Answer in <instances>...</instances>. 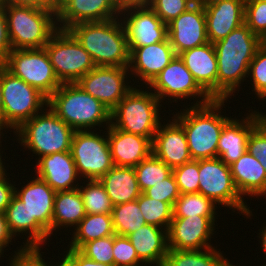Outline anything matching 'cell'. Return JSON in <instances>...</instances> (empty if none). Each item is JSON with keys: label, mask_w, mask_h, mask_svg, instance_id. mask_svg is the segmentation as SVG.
<instances>
[{"label": "cell", "mask_w": 266, "mask_h": 266, "mask_svg": "<svg viewBox=\"0 0 266 266\" xmlns=\"http://www.w3.org/2000/svg\"><path fill=\"white\" fill-rule=\"evenodd\" d=\"M213 45L218 64L217 99L228 100L247 80L249 65L261 47L260 37L243 23Z\"/></svg>", "instance_id": "1"}, {"label": "cell", "mask_w": 266, "mask_h": 266, "mask_svg": "<svg viewBox=\"0 0 266 266\" xmlns=\"http://www.w3.org/2000/svg\"><path fill=\"white\" fill-rule=\"evenodd\" d=\"M227 101L229 100L213 99L207 104L191 105L181 112H175L173 118L185 131L192 160L217 158L220 134L232 118L221 115Z\"/></svg>", "instance_id": "2"}, {"label": "cell", "mask_w": 266, "mask_h": 266, "mask_svg": "<svg viewBox=\"0 0 266 266\" xmlns=\"http://www.w3.org/2000/svg\"><path fill=\"white\" fill-rule=\"evenodd\" d=\"M68 31L91 55L96 66H129L130 51L120 16L106 21L79 23Z\"/></svg>", "instance_id": "3"}, {"label": "cell", "mask_w": 266, "mask_h": 266, "mask_svg": "<svg viewBox=\"0 0 266 266\" xmlns=\"http://www.w3.org/2000/svg\"><path fill=\"white\" fill-rule=\"evenodd\" d=\"M47 107L74 131L94 130L95 126L106 130L111 123V111L77 83L61 84L48 98Z\"/></svg>", "instance_id": "4"}, {"label": "cell", "mask_w": 266, "mask_h": 266, "mask_svg": "<svg viewBox=\"0 0 266 266\" xmlns=\"http://www.w3.org/2000/svg\"><path fill=\"white\" fill-rule=\"evenodd\" d=\"M3 6L12 49L43 48L58 30L57 9Z\"/></svg>", "instance_id": "5"}, {"label": "cell", "mask_w": 266, "mask_h": 266, "mask_svg": "<svg viewBox=\"0 0 266 266\" xmlns=\"http://www.w3.org/2000/svg\"><path fill=\"white\" fill-rule=\"evenodd\" d=\"M74 130L61 120L50 108L25 121L13 133L24 149L27 148L38 159L53 153L71 150Z\"/></svg>", "instance_id": "6"}, {"label": "cell", "mask_w": 266, "mask_h": 266, "mask_svg": "<svg viewBox=\"0 0 266 266\" xmlns=\"http://www.w3.org/2000/svg\"><path fill=\"white\" fill-rule=\"evenodd\" d=\"M149 90L133 87L111 111L110 124L122 131L147 137L153 142L162 119L159 117L162 105Z\"/></svg>", "instance_id": "7"}, {"label": "cell", "mask_w": 266, "mask_h": 266, "mask_svg": "<svg viewBox=\"0 0 266 266\" xmlns=\"http://www.w3.org/2000/svg\"><path fill=\"white\" fill-rule=\"evenodd\" d=\"M3 130L13 132L25 121L45 110L48 98L9 72L2 63ZM44 106H46L44 108Z\"/></svg>", "instance_id": "8"}, {"label": "cell", "mask_w": 266, "mask_h": 266, "mask_svg": "<svg viewBox=\"0 0 266 266\" xmlns=\"http://www.w3.org/2000/svg\"><path fill=\"white\" fill-rule=\"evenodd\" d=\"M44 48L62 84L76 83L96 66L91 55L68 30L58 29Z\"/></svg>", "instance_id": "9"}, {"label": "cell", "mask_w": 266, "mask_h": 266, "mask_svg": "<svg viewBox=\"0 0 266 266\" xmlns=\"http://www.w3.org/2000/svg\"><path fill=\"white\" fill-rule=\"evenodd\" d=\"M199 193L211 199L216 206L221 204L247 218L253 216L234 185L230 166L220 158L199 159Z\"/></svg>", "instance_id": "10"}, {"label": "cell", "mask_w": 266, "mask_h": 266, "mask_svg": "<svg viewBox=\"0 0 266 266\" xmlns=\"http://www.w3.org/2000/svg\"><path fill=\"white\" fill-rule=\"evenodd\" d=\"M14 76L49 98L62 84L45 48L12 49L4 62Z\"/></svg>", "instance_id": "11"}, {"label": "cell", "mask_w": 266, "mask_h": 266, "mask_svg": "<svg viewBox=\"0 0 266 266\" xmlns=\"http://www.w3.org/2000/svg\"><path fill=\"white\" fill-rule=\"evenodd\" d=\"M96 131H75L73 134L70 151L82 180H99L114 166L107 133L105 136Z\"/></svg>", "instance_id": "12"}, {"label": "cell", "mask_w": 266, "mask_h": 266, "mask_svg": "<svg viewBox=\"0 0 266 266\" xmlns=\"http://www.w3.org/2000/svg\"><path fill=\"white\" fill-rule=\"evenodd\" d=\"M149 89L158 97L160 102L169 99L170 102L190 98H202L193 106L207 104L213 99L198 85L192 73L187 69L181 58L176 55L172 61L153 79L149 84ZM168 97V98H167ZM195 98V99H194ZM173 99V100H172ZM172 100V101H171Z\"/></svg>", "instance_id": "13"}, {"label": "cell", "mask_w": 266, "mask_h": 266, "mask_svg": "<svg viewBox=\"0 0 266 266\" xmlns=\"http://www.w3.org/2000/svg\"><path fill=\"white\" fill-rule=\"evenodd\" d=\"M129 76L128 67L95 66L76 83L112 111L133 88Z\"/></svg>", "instance_id": "14"}, {"label": "cell", "mask_w": 266, "mask_h": 266, "mask_svg": "<svg viewBox=\"0 0 266 266\" xmlns=\"http://www.w3.org/2000/svg\"><path fill=\"white\" fill-rule=\"evenodd\" d=\"M120 16L128 47L147 46L168 38L167 25L148 5L123 6Z\"/></svg>", "instance_id": "15"}, {"label": "cell", "mask_w": 266, "mask_h": 266, "mask_svg": "<svg viewBox=\"0 0 266 266\" xmlns=\"http://www.w3.org/2000/svg\"><path fill=\"white\" fill-rule=\"evenodd\" d=\"M118 0H58L56 10L58 29L68 30L83 22H99L120 16ZM60 24V25H59Z\"/></svg>", "instance_id": "16"}, {"label": "cell", "mask_w": 266, "mask_h": 266, "mask_svg": "<svg viewBox=\"0 0 266 266\" xmlns=\"http://www.w3.org/2000/svg\"><path fill=\"white\" fill-rule=\"evenodd\" d=\"M214 227L215 222L209 216L173 217L167 230L168 248L174 250L212 248L210 242L216 230Z\"/></svg>", "instance_id": "17"}, {"label": "cell", "mask_w": 266, "mask_h": 266, "mask_svg": "<svg viewBox=\"0 0 266 266\" xmlns=\"http://www.w3.org/2000/svg\"><path fill=\"white\" fill-rule=\"evenodd\" d=\"M168 39L176 55L207 44L206 16L203 3L198 0L187 11L167 24Z\"/></svg>", "instance_id": "18"}, {"label": "cell", "mask_w": 266, "mask_h": 266, "mask_svg": "<svg viewBox=\"0 0 266 266\" xmlns=\"http://www.w3.org/2000/svg\"><path fill=\"white\" fill-rule=\"evenodd\" d=\"M206 16V32L212 44L245 23V0H200Z\"/></svg>", "instance_id": "19"}, {"label": "cell", "mask_w": 266, "mask_h": 266, "mask_svg": "<svg viewBox=\"0 0 266 266\" xmlns=\"http://www.w3.org/2000/svg\"><path fill=\"white\" fill-rule=\"evenodd\" d=\"M241 120L231 118L223 127L220 134L217 158L230 166L236 162L246 151L247 142L252 130L265 118L262 111H253Z\"/></svg>", "instance_id": "20"}, {"label": "cell", "mask_w": 266, "mask_h": 266, "mask_svg": "<svg viewBox=\"0 0 266 266\" xmlns=\"http://www.w3.org/2000/svg\"><path fill=\"white\" fill-rule=\"evenodd\" d=\"M159 124L152 142V153L171 169L192 161L183 127L173 118ZM165 123V124H164ZM164 125V126H163Z\"/></svg>", "instance_id": "21"}, {"label": "cell", "mask_w": 266, "mask_h": 266, "mask_svg": "<svg viewBox=\"0 0 266 266\" xmlns=\"http://www.w3.org/2000/svg\"><path fill=\"white\" fill-rule=\"evenodd\" d=\"M130 75L149 85L176 56L169 39L142 47H129ZM141 78V79H140Z\"/></svg>", "instance_id": "22"}, {"label": "cell", "mask_w": 266, "mask_h": 266, "mask_svg": "<svg viewBox=\"0 0 266 266\" xmlns=\"http://www.w3.org/2000/svg\"><path fill=\"white\" fill-rule=\"evenodd\" d=\"M27 180L22 188H14V196L19 199L29 212V221H39L51 236V223L54 211L56 191L37 176ZM19 189V190H18Z\"/></svg>", "instance_id": "23"}, {"label": "cell", "mask_w": 266, "mask_h": 266, "mask_svg": "<svg viewBox=\"0 0 266 266\" xmlns=\"http://www.w3.org/2000/svg\"><path fill=\"white\" fill-rule=\"evenodd\" d=\"M35 172L38 178L45 181L56 192L73 190L80 186L78 181L81 178L71 151L53 153L39 158L36 161Z\"/></svg>", "instance_id": "24"}, {"label": "cell", "mask_w": 266, "mask_h": 266, "mask_svg": "<svg viewBox=\"0 0 266 266\" xmlns=\"http://www.w3.org/2000/svg\"><path fill=\"white\" fill-rule=\"evenodd\" d=\"M114 166L136 167L152 154V141L113 127L106 129Z\"/></svg>", "instance_id": "25"}, {"label": "cell", "mask_w": 266, "mask_h": 266, "mask_svg": "<svg viewBox=\"0 0 266 266\" xmlns=\"http://www.w3.org/2000/svg\"><path fill=\"white\" fill-rule=\"evenodd\" d=\"M198 85L212 98L217 99L218 64L214 45H205L185 50L178 54Z\"/></svg>", "instance_id": "26"}, {"label": "cell", "mask_w": 266, "mask_h": 266, "mask_svg": "<svg viewBox=\"0 0 266 266\" xmlns=\"http://www.w3.org/2000/svg\"><path fill=\"white\" fill-rule=\"evenodd\" d=\"M127 237L144 265L163 266L169 250L166 229L146 224Z\"/></svg>", "instance_id": "27"}, {"label": "cell", "mask_w": 266, "mask_h": 266, "mask_svg": "<svg viewBox=\"0 0 266 266\" xmlns=\"http://www.w3.org/2000/svg\"><path fill=\"white\" fill-rule=\"evenodd\" d=\"M234 185L243 198L248 196L266 197V171L259 161L246 151L230 165Z\"/></svg>", "instance_id": "28"}, {"label": "cell", "mask_w": 266, "mask_h": 266, "mask_svg": "<svg viewBox=\"0 0 266 266\" xmlns=\"http://www.w3.org/2000/svg\"><path fill=\"white\" fill-rule=\"evenodd\" d=\"M5 217L10 232L14 237L27 234L24 248H42L51 237L49 231L39 221H29V212L15 196L5 210ZM21 233V234H20ZM19 234V235H18ZM49 237V238H48Z\"/></svg>", "instance_id": "29"}, {"label": "cell", "mask_w": 266, "mask_h": 266, "mask_svg": "<svg viewBox=\"0 0 266 266\" xmlns=\"http://www.w3.org/2000/svg\"><path fill=\"white\" fill-rule=\"evenodd\" d=\"M99 181L113 206L137 200L142 193L134 167L113 166Z\"/></svg>", "instance_id": "30"}, {"label": "cell", "mask_w": 266, "mask_h": 266, "mask_svg": "<svg viewBox=\"0 0 266 266\" xmlns=\"http://www.w3.org/2000/svg\"><path fill=\"white\" fill-rule=\"evenodd\" d=\"M86 216L85 206L79 189L57 191L54 198V211L51 223V235L61 226L76 228ZM60 228V229H59Z\"/></svg>", "instance_id": "31"}, {"label": "cell", "mask_w": 266, "mask_h": 266, "mask_svg": "<svg viewBox=\"0 0 266 266\" xmlns=\"http://www.w3.org/2000/svg\"><path fill=\"white\" fill-rule=\"evenodd\" d=\"M71 249H80L85 243L115 235L111 214H86L72 232Z\"/></svg>", "instance_id": "32"}, {"label": "cell", "mask_w": 266, "mask_h": 266, "mask_svg": "<svg viewBox=\"0 0 266 266\" xmlns=\"http://www.w3.org/2000/svg\"><path fill=\"white\" fill-rule=\"evenodd\" d=\"M163 266H231V262L214 246L202 250L169 249Z\"/></svg>", "instance_id": "33"}, {"label": "cell", "mask_w": 266, "mask_h": 266, "mask_svg": "<svg viewBox=\"0 0 266 266\" xmlns=\"http://www.w3.org/2000/svg\"><path fill=\"white\" fill-rule=\"evenodd\" d=\"M216 204L201 193L181 194L173 206V217L209 216L216 221Z\"/></svg>", "instance_id": "34"}, {"label": "cell", "mask_w": 266, "mask_h": 266, "mask_svg": "<svg viewBox=\"0 0 266 266\" xmlns=\"http://www.w3.org/2000/svg\"><path fill=\"white\" fill-rule=\"evenodd\" d=\"M111 215L115 235L128 236L147 224L137 200L113 206Z\"/></svg>", "instance_id": "35"}, {"label": "cell", "mask_w": 266, "mask_h": 266, "mask_svg": "<svg viewBox=\"0 0 266 266\" xmlns=\"http://www.w3.org/2000/svg\"><path fill=\"white\" fill-rule=\"evenodd\" d=\"M79 186L86 214H112L113 204L99 180H86Z\"/></svg>", "instance_id": "36"}, {"label": "cell", "mask_w": 266, "mask_h": 266, "mask_svg": "<svg viewBox=\"0 0 266 266\" xmlns=\"http://www.w3.org/2000/svg\"><path fill=\"white\" fill-rule=\"evenodd\" d=\"M134 170L141 192L164 181L172 173V169L153 153L134 167Z\"/></svg>", "instance_id": "37"}, {"label": "cell", "mask_w": 266, "mask_h": 266, "mask_svg": "<svg viewBox=\"0 0 266 266\" xmlns=\"http://www.w3.org/2000/svg\"><path fill=\"white\" fill-rule=\"evenodd\" d=\"M137 202L147 224L168 230L173 219V207L169 203L149 198L143 193Z\"/></svg>", "instance_id": "38"}, {"label": "cell", "mask_w": 266, "mask_h": 266, "mask_svg": "<svg viewBox=\"0 0 266 266\" xmlns=\"http://www.w3.org/2000/svg\"><path fill=\"white\" fill-rule=\"evenodd\" d=\"M181 194L199 192V160H192L172 169Z\"/></svg>", "instance_id": "39"}, {"label": "cell", "mask_w": 266, "mask_h": 266, "mask_svg": "<svg viewBox=\"0 0 266 266\" xmlns=\"http://www.w3.org/2000/svg\"><path fill=\"white\" fill-rule=\"evenodd\" d=\"M79 251L98 263L114 266L113 235L89 241Z\"/></svg>", "instance_id": "40"}, {"label": "cell", "mask_w": 266, "mask_h": 266, "mask_svg": "<svg viewBox=\"0 0 266 266\" xmlns=\"http://www.w3.org/2000/svg\"><path fill=\"white\" fill-rule=\"evenodd\" d=\"M248 76L252 78L250 81L253 80L251 85L254 95L259 98L258 100L264 101L266 99V49L260 47L257 50L249 65Z\"/></svg>", "instance_id": "41"}, {"label": "cell", "mask_w": 266, "mask_h": 266, "mask_svg": "<svg viewBox=\"0 0 266 266\" xmlns=\"http://www.w3.org/2000/svg\"><path fill=\"white\" fill-rule=\"evenodd\" d=\"M198 0H152L148 6L167 25Z\"/></svg>", "instance_id": "42"}, {"label": "cell", "mask_w": 266, "mask_h": 266, "mask_svg": "<svg viewBox=\"0 0 266 266\" xmlns=\"http://www.w3.org/2000/svg\"><path fill=\"white\" fill-rule=\"evenodd\" d=\"M114 266H143L127 236L113 235Z\"/></svg>", "instance_id": "43"}, {"label": "cell", "mask_w": 266, "mask_h": 266, "mask_svg": "<svg viewBox=\"0 0 266 266\" xmlns=\"http://www.w3.org/2000/svg\"><path fill=\"white\" fill-rule=\"evenodd\" d=\"M245 24L261 38L266 32V0H245Z\"/></svg>", "instance_id": "44"}, {"label": "cell", "mask_w": 266, "mask_h": 266, "mask_svg": "<svg viewBox=\"0 0 266 266\" xmlns=\"http://www.w3.org/2000/svg\"><path fill=\"white\" fill-rule=\"evenodd\" d=\"M142 193L149 198L169 203L172 207L181 195L173 173L164 179V181L155 184L153 187L144 190Z\"/></svg>", "instance_id": "45"}, {"label": "cell", "mask_w": 266, "mask_h": 266, "mask_svg": "<svg viewBox=\"0 0 266 266\" xmlns=\"http://www.w3.org/2000/svg\"><path fill=\"white\" fill-rule=\"evenodd\" d=\"M247 151L255 156L266 171V117L250 133Z\"/></svg>", "instance_id": "46"}, {"label": "cell", "mask_w": 266, "mask_h": 266, "mask_svg": "<svg viewBox=\"0 0 266 266\" xmlns=\"http://www.w3.org/2000/svg\"><path fill=\"white\" fill-rule=\"evenodd\" d=\"M41 250V248H24L22 245L14 251L15 254L10 258L11 261L9 259L8 264L9 266H48L42 258Z\"/></svg>", "instance_id": "47"}, {"label": "cell", "mask_w": 266, "mask_h": 266, "mask_svg": "<svg viewBox=\"0 0 266 266\" xmlns=\"http://www.w3.org/2000/svg\"><path fill=\"white\" fill-rule=\"evenodd\" d=\"M11 50L6 13L4 6L0 3V63L5 62Z\"/></svg>", "instance_id": "48"}, {"label": "cell", "mask_w": 266, "mask_h": 266, "mask_svg": "<svg viewBox=\"0 0 266 266\" xmlns=\"http://www.w3.org/2000/svg\"><path fill=\"white\" fill-rule=\"evenodd\" d=\"M9 174L4 173L0 175V212L5 213L7 206L10 204L11 198L14 196V185L9 181Z\"/></svg>", "instance_id": "49"}, {"label": "cell", "mask_w": 266, "mask_h": 266, "mask_svg": "<svg viewBox=\"0 0 266 266\" xmlns=\"http://www.w3.org/2000/svg\"><path fill=\"white\" fill-rule=\"evenodd\" d=\"M2 5L33 6L43 9H57L58 0H2Z\"/></svg>", "instance_id": "50"}, {"label": "cell", "mask_w": 266, "mask_h": 266, "mask_svg": "<svg viewBox=\"0 0 266 266\" xmlns=\"http://www.w3.org/2000/svg\"><path fill=\"white\" fill-rule=\"evenodd\" d=\"M64 251L67 252L77 263L79 266H112L105 263H98L93 259H90L83 255L78 249H71Z\"/></svg>", "instance_id": "51"}, {"label": "cell", "mask_w": 266, "mask_h": 266, "mask_svg": "<svg viewBox=\"0 0 266 266\" xmlns=\"http://www.w3.org/2000/svg\"><path fill=\"white\" fill-rule=\"evenodd\" d=\"M12 239L15 240L6 222L5 213L0 212V243L7 247L12 244Z\"/></svg>", "instance_id": "52"}, {"label": "cell", "mask_w": 266, "mask_h": 266, "mask_svg": "<svg viewBox=\"0 0 266 266\" xmlns=\"http://www.w3.org/2000/svg\"><path fill=\"white\" fill-rule=\"evenodd\" d=\"M64 256L58 262H55L56 264H52L49 262L48 266H79L78 263L66 252V254L63 253Z\"/></svg>", "instance_id": "53"}, {"label": "cell", "mask_w": 266, "mask_h": 266, "mask_svg": "<svg viewBox=\"0 0 266 266\" xmlns=\"http://www.w3.org/2000/svg\"><path fill=\"white\" fill-rule=\"evenodd\" d=\"M2 63H0V129L3 130Z\"/></svg>", "instance_id": "54"}, {"label": "cell", "mask_w": 266, "mask_h": 266, "mask_svg": "<svg viewBox=\"0 0 266 266\" xmlns=\"http://www.w3.org/2000/svg\"><path fill=\"white\" fill-rule=\"evenodd\" d=\"M261 229H260L259 236H257V237H259L260 240L262 241V242L259 241V243L261 244L260 247L262 248V250L264 251V253L266 255V226H263V228H261ZM262 266H266V264L265 265L263 264Z\"/></svg>", "instance_id": "55"}, {"label": "cell", "mask_w": 266, "mask_h": 266, "mask_svg": "<svg viewBox=\"0 0 266 266\" xmlns=\"http://www.w3.org/2000/svg\"><path fill=\"white\" fill-rule=\"evenodd\" d=\"M3 135V130H2V132H1V130H0V147L2 146L1 145V136ZM1 153H3V151L1 152V149H0V175H2V174H4L5 172H7L5 169H6V165H4L5 164V162L3 163V160H2V154Z\"/></svg>", "instance_id": "56"}, {"label": "cell", "mask_w": 266, "mask_h": 266, "mask_svg": "<svg viewBox=\"0 0 266 266\" xmlns=\"http://www.w3.org/2000/svg\"><path fill=\"white\" fill-rule=\"evenodd\" d=\"M152 0H132V5H148Z\"/></svg>", "instance_id": "57"}, {"label": "cell", "mask_w": 266, "mask_h": 266, "mask_svg": "<svg viewBox=\"0 0 266 266\" xmlns=\"http://www.w3.org/2000/svg\"><path fill=\"white\" fill-rule=\"evenodd\" d=\"M261 47L266 49V32L260 38Z\"/></svg>", "instance_id": "58"}, {"label": "cell", "mask_w": 266, "mask_h": 266, "mask_svg": "<svg viewBox=\"0 0 266 266\" xmlns=\"http://www.w3.org/2000/svg\"><path fill=\"white\" fill-rule=\"evenodd\" d=\"M118 1L120 2L121 7L132 5V0H118Z\"/></svg>", "instance_id": "59"}, {"label": "cell", "mask_w": 266, "mask_h": 266, "mask_svg": "<svg viewBox=\"0 0 266 266\" xmlns=\"http://www.w3.org/2000/svg\"><path fill=\"white\" fill-rule=\"evenodd\" d=\"M5 248L6 247L0 243V257H4L2 255H4V252H6V251H4V250H6Z\"/></svg>", "instance_id": "60"}]
</instances>
